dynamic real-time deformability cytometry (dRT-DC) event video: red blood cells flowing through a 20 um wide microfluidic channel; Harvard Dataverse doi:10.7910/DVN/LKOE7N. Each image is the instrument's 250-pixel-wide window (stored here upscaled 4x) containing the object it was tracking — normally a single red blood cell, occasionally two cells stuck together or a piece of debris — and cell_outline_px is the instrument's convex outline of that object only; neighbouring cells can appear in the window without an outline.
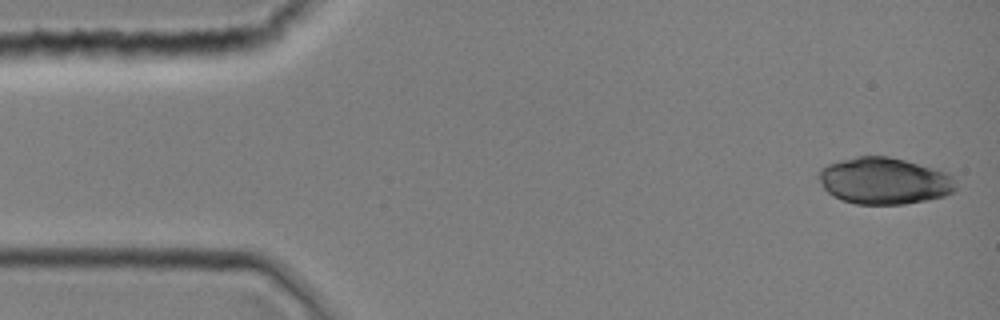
{"species": "common noctule bat (a hibernating species)", "species_latin": "Nyctalus noctula", "temperature_condition": "room temperature", "stored_images_in_passage": 36, "camera_frame_rate_fps": 3000, "um_per_image_px": 0.085, "animal": {"sex": "female", "body_mass_g": 19.0, "forearm_length_mm": 51.5}, "frame": {"image": 1, "passage_image": 1, "time_ms": 0.0, "image_size_px": [1000, 320], "cell_outline_px": [[956, 192], [944, 196], [904, 204], [856, 204], [840, 200], [832, 196], [824, 188], [820, 180], [820, 168], [828, 164], [840, 160], [856, 156], [888, 156], [936, 168], [948, 172], [952, 176], [956, 188]], "centroid_in_image_um": [75.17, 15.37], "position_along_channel_um": 9.8, "area_um2": 37.4}}
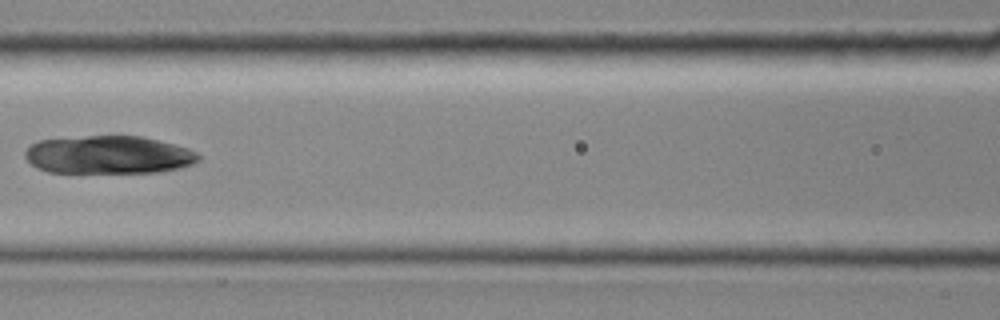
{"frame": {"image": 2, "passage_image": 16, "time_ms": 5.0, "image_size_px": [1000, 320], "cell_outline_px": [[200, 160], [192, 164], [180, 168], [160, 172], [48, 172], [36, 168], [24, 156], [24, 152], [36, 140], [88, 136], [140, 136], [188, 148], [196, 152], [200, 156]], "centroid_in_image_um": [9.21, 13.16], "position_along_channel_um": 157.4, "area_um2": 38.32}}
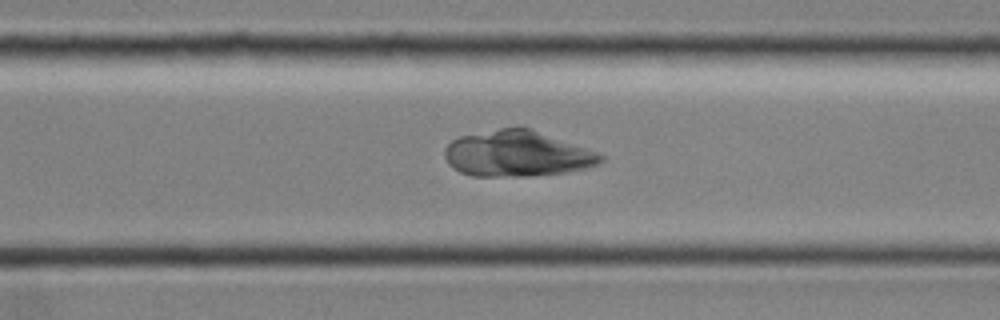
{"frame": {"image": 3, "passage_image": 26, "time_ms": 8.333, "image_size_px": [1000, 320], "cell_outline_px": [[604, 160], [600, 164], [588, 168], [564, 172], [528, 176], [472, 176], [460, 172], [452, 168], [448, 164], [444, 156], [444, 148], [452, 140], [460, 136], [516, 124], [520, 124], [532, 128], [588, 148], [604, 156]], "centroid_in_image_um": [43.95, 13.03], "position_along_channel_um": 326.6, "area_um2": 42.54}}